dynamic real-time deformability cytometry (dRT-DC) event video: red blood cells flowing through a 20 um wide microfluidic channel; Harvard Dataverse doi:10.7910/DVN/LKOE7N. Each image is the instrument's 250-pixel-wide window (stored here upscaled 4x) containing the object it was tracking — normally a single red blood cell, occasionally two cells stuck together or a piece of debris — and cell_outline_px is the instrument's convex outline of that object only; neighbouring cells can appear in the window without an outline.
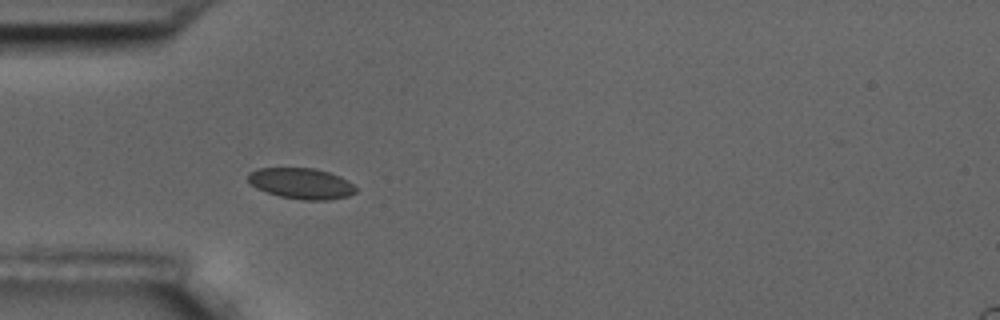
{"species": "common noctule bat (a hibernating species)", "species_latin": "Nyctalus noctula", "temperature_condition": "room temperature", "stored_images_in_passage": 4, "camera_frame_rate_fps": 3000, "um_per_image_px": 0.085, "animal": {"sex": "male", "body_mass_g": 17.5, "forearm_length_mm": 52.3}, "frame": {"image": 1, "passage_image": 4, "time_ms": 4.333, "image_size_px": [1000, 320], "cell_outline_px": [[356, 192], [348, 196], [328, 200], [300, 200], [280, 196], [256, 188], [248, 180], [248, 172], [260, 168], [312, 168], [328, 172], [340, 176], [352, 184], [356, 188]], "centroid_in_image_um": [25.61, 15.6], "position_along_channel_um": 59.4, "area_um2": 19.25}}